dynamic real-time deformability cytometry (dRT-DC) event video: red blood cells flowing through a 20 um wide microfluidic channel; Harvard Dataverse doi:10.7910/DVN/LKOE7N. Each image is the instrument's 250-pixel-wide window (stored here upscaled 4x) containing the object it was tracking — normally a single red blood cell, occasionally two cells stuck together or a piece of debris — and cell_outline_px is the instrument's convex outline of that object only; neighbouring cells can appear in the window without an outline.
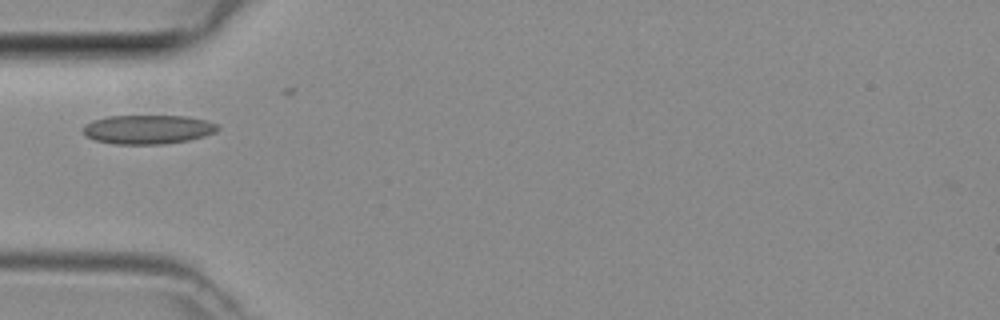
{"species": "common noctule bat (a hibernating species)", "species_latin": "Nyctalus noctula", "temperature_condition": "room temperature", "stored_images_in_passage": 4, "camera_frame_rate_fps": 3000, "um_per_image_px": 0.085, "animal": {"sex": "female", "body_mass_g": 29.2, "forearm_length_mm": 56.3}, "frame": {"image": 1, "passage_image": 4, "time_ms": 1.0, "image_size_px": [1000, 320], "cell_outline_px": [[220, 128], [216, 132], [204, 136], [188, 140], [164, 144], [112, 144], [96, 140], [88, 136], [84, 132], [84, 124], [92, 120], [108, 116], [188, 116], [208, 120], [216, 124]], "centroid_in_image_um": [12.6, 10.99], "position_along_channel_um": 72.4, "area_um2": 22.83}}